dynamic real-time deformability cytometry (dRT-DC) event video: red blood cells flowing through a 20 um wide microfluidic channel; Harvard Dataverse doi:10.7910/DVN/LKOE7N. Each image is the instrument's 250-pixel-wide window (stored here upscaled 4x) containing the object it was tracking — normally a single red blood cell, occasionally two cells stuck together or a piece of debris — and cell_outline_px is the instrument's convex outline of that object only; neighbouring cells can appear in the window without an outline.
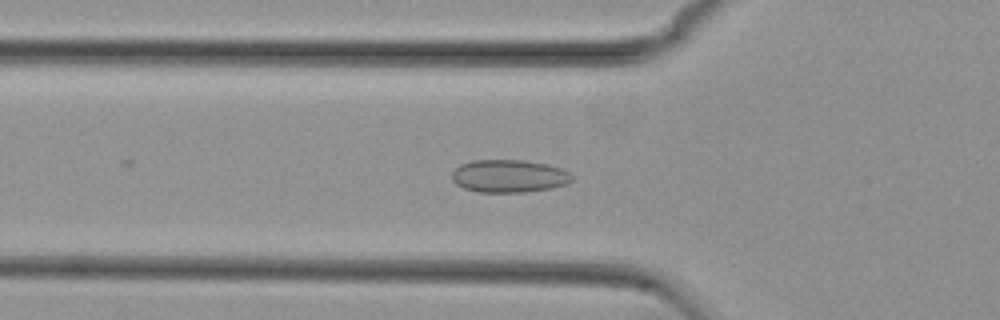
{"species": "common noctule bat (a hibernating species)", "species_latin": "Nyctalus noctula", "temperature_condition": "cold", "stored_images_in_passage": 44, "camera_frame_rate_fps": 3000, "um_per_image_px": 0.085, "animal": {"sex": "female", "body_mass_g": 29.2, "forearm_length_mm": 56.3}, "frame": {"image": 1, "passage_image": 18, "time_ms": 5.667, "image_size_px": [1000, 320], "cell_outline_px": [[572, 180], [564, 184], [552, 188], [524, 192], [476, 192], [464, 188], [456, 184], [452, 180], [452, 172], [460, 164], [472, 160], [520, 160], [544, 164], [560, 168], [568, 172], [572, 176]], "centroid_in_image_um": [43.21, 14.97], "position_along_channel_um": 82.6, "area_um2": 22.77}}
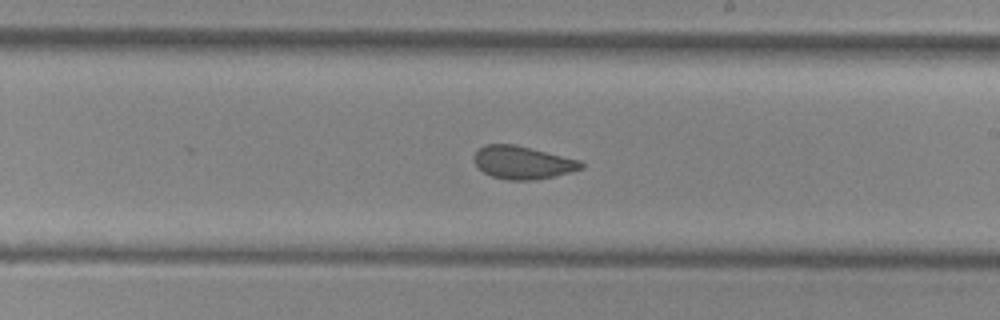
{"frame": {"image": 2, "passage_image": 31, "time_ms": 10.0, "image_size_px": [1000, 320], "cell_outline_px": [[584, 168], [556, 176], [536, 180], [508, 180], [492, 176], [484, 172], [476, 164], [472, 156], [480, 148], [488, 144], [516, 144], [580, 160], [584, 164]], "centroid_in_image_um": [44.45, 13.82], "position_along_channel_um": 244.5, "area_um2": 20.58}}
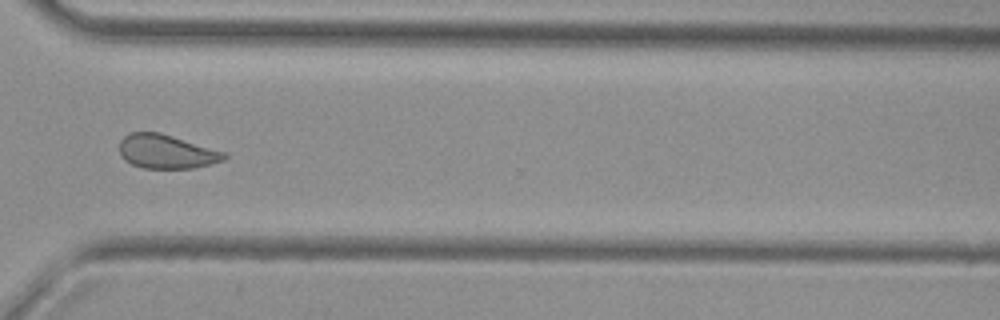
{"frame": {"image": 3, "passage_image": 40, "time_ms": 13.0, "image_size_px": [1000, 320], "cell_outline_px": [[228, 156], [224, 160], [192, 168], [144, 168], [132, 164], [124, 160], [120, 156], [120, 140], [124, 136], [132, 132], [160, 132], [224, 152]], "centroid_in_image_um": [14.11, 12.88], "position_along_channel_um": 356.5, "area_um2": 20.52}, "authors_computed_cell_mechanics": {"area_um2": 21.8773, "velocity_mm_per_s": 3.7296, "shape_relaxation_time_tau1_ms": null, "shape_relaxation_time_tau2_ms": 1.0902, "deformation_change_tau1": null, "deformation_change_tau2": 0.0487}}